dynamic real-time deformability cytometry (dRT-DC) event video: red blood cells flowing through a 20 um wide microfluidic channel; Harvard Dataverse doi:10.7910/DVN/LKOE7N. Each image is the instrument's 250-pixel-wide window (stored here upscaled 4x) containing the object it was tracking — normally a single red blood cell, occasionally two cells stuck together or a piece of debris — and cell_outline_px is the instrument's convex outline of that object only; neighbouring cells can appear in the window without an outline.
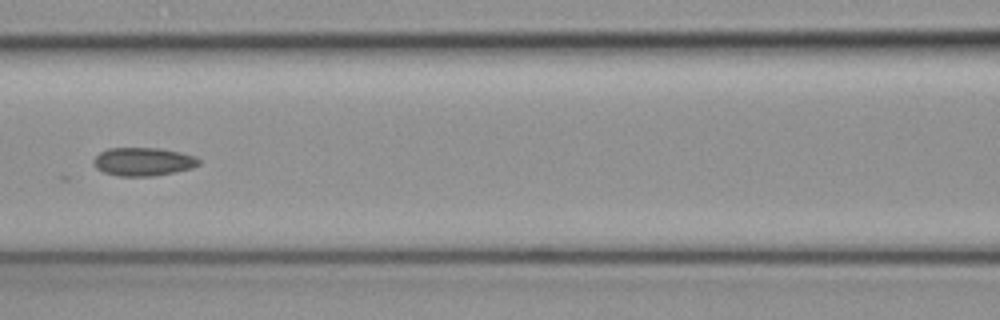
{"species": "common noctule bat (a hibernating species)", "species_latin": "Nyctalus noctula", "temperature_condition": "cold", "stored_images_in_passage": 7, "camera_frame_rate_fps": 3000, "um_per_image_px": 0.085, "animal": {"sex": "female", "body_mass_g": 19.3, "forearm_length_mm": 54.1}, "frame": {"image": 1, "passage_image": 7, "time_ms": 2.0, "image_size_px": [1000, 320], "cell_outline_px": [[200, 164], [192, 168], [152, 176], [116, 176], [104, 172], [96, 168], [92, 164], [92, 160], [100, 152], [108, 148], [160, 148], [180, 152], [196, 156], [200, 160]], "centroid_in_image_um": [12.15, 13.74], "position_along_channel_um": 154.4, "area_um2": 17.46}}